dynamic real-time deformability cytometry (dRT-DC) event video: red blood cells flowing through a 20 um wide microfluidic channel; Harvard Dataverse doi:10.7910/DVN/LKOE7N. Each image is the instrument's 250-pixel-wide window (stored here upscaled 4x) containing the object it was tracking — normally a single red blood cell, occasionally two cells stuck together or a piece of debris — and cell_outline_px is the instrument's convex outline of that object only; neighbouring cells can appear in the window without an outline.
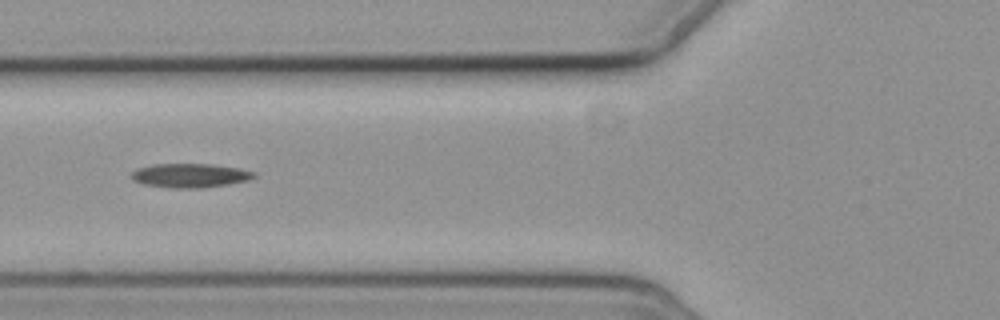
{"species": "common noctule bat (a hibernating species)", "species_latin": "Nyctalus noctula", "temperature_condition": "cold", "stored_images_in_passage": 16, "camera_frame_rate_fps": 3000, "um_per_image_px": 0.085, "animal": {"sex": "female", "body_mass_g": 19.3, "forearm_length_mm": 54.1}, "frame": {"image": 1, "passage_image": 7, "time_ms": 8.333, "image_size_px": [1000, 320], "cell_outline_px": [[256, 176], [248, 180], [228, 184], [200, 188], [168, 188], [144, 184], [132, 180], [132, 172], [136, 168], [152, 164], [212, 164], [240, 168], [256, 172]], "centroid_in_image_um": [16.15, 14.91], "position_along_channel_um": 109.6, "area_um2": 17.28}}
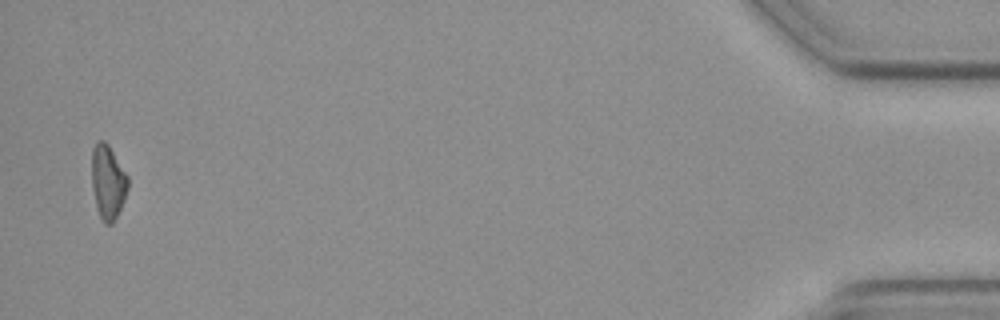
{"frame": {"image": 2, "passage_image": 16, "time_ms": 19.667, "image_size_px": [1000, 320], "cell_outline_px": [[128, 188], [124, 200], [112, 224], [104, 224], [100, 220], [96, 208], [92, 188], [92, 148], [96, 140], [104, 140], [108, 144], [128, 176]], "centroid_in_image_um": [9.15, 15.47], "position_along_channel_um": 426.0, "area_um2": 15.78}}